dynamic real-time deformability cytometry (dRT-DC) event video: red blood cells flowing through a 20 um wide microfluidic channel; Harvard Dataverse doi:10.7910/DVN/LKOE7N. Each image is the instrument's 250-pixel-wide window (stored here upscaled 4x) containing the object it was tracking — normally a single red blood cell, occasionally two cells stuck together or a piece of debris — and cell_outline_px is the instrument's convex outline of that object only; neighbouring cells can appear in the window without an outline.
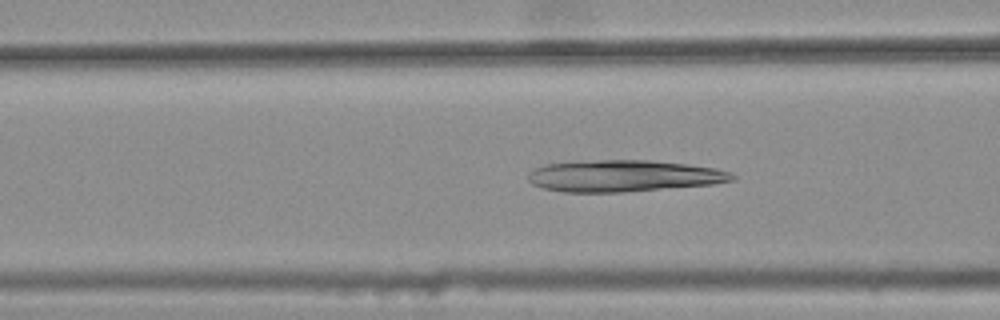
{"species": "common noctule bat (a hibernating species)", "species_latin": "Nyctalus noctula", "temperature_condition": "warm", "stored_images_in_passage": 37, "camera_frame_rate_fps": 3000, "um_per_image_px": 0.085, "animal": {"sex": "female", "body_mass_g": 25.1}, "frame": {"image": 1, "passage_image": 13, "time_ms": 4.0, "image_size_px": [1000, 320], "cell_outline_px": [[736, 176], [732, 180], [712, 184], [620, 192], [564, 192], [544, 188], [532, 184], [528, 180], [528, 172], [544, 164], [580, 160], [648, 160], [688, 164], [716, 168], [732, 172]], "centroid_in_image_um": [52.97, 14.94], "position_along_channel_um": 113.6, "area_um2": 37.69}}
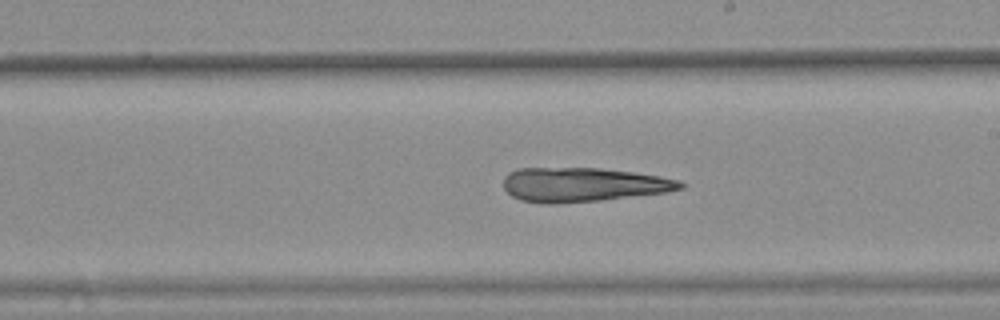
{"frame": {"image": 2, "passage_image": 23, "time_ms": 7.333, "image_size_px": [1000, 320], "cell_outline_px": [[684, 188], [668, 192], [600, 200], [556, 204], [544, 204], [520, 200], [512, 196], [504, 188], [504, 176], [508, 172], [516, 168], [600, 168], [632, 172], [660, 176], [680, 180], [684, 184]], "centroid_in_image_um": [49.54, 15.7], "position_along_channel_um": 239.5, "area_um2": 35.43}}
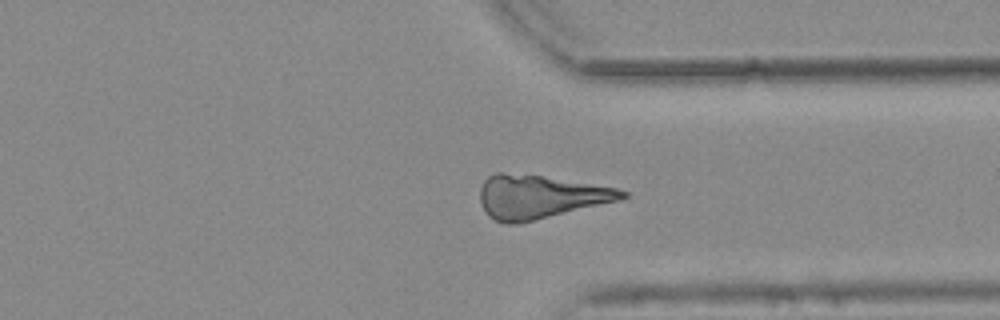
{"frame": {"image": 3, "passage_image": 33, "time_ms": 10.667, "image_size_px": [1000, 320], "cell_outline_px": [[628, 196], [620, 200], [520, 224], [504, 224], [488, 216], [480, 204], [480, 188], [484, 180], [488, 176], [496, 172], [504, 172], [540, 176], [616, 188], [628, 192]], "centroid_in_image_um": [45.85, 16.74], "position_along_channel_um": 365.6, "area_um2": 35.95}}